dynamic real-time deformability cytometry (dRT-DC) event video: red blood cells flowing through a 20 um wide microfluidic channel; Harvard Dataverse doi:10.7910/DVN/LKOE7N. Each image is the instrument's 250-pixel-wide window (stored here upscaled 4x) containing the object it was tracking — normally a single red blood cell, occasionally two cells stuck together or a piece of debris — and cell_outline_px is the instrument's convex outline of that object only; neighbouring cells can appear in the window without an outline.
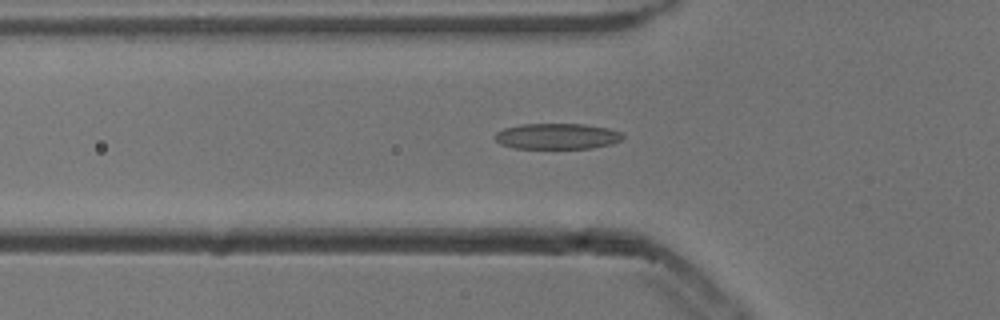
{"species": "common noctule bat (a hibernating species)", "species_latin": "Nyctalus noctula", "temperature_condition": "cold", "stored_images_in_passage": 50, "camera_frame_rate_fps": 3000, "um_per_image_px": 0.085, "animal": {"sex": "male", "body_mass_g": 13.3}, "frame": {"image": 1, "passage_image": 18, "time_ms": 5.667, "image_size_px": [1000, 320], "cell_outline_px": [[624, 136], [620, 140], [612, 144], [592, 148], [516, 148], [500, 144], [492, 136], [496, 132], [504, 128], [520, 124], [584, 124], [608, 128], [620, 132]], "centroid_in_image_um": [47.32, 11.58], "position_along_channel_um": 78.5, "area_um2": 19.25}}
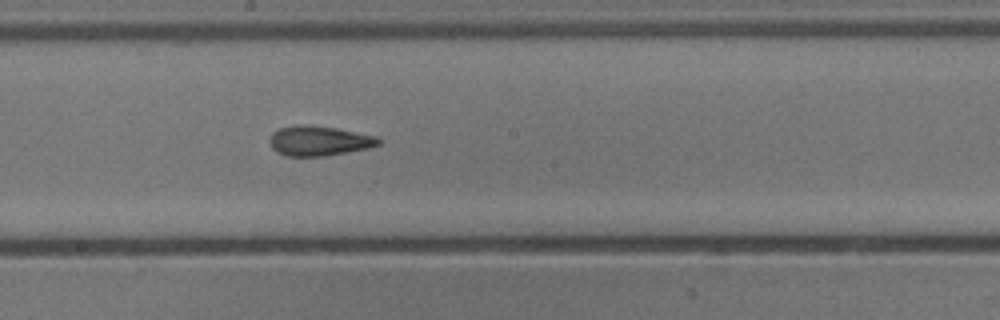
{"frame": {"image": 2, "passage_image": 29, "time_ms": 9.333, "image_size_px": [1000, 320], "cell_outline_px": [[380, 144], [368, 148], [348, 152], [324, 156], [288, 156], [276, 152], [272, 148], [268, 140], [272, 132], [280, 128], [296, 124], [300, 124], [336, 128], [376, 136], [380, 140]], "centroid_in_image_um": [27.08, 11.97], "position_along_channel_um": 221.1, "area_um2": 18.96}}
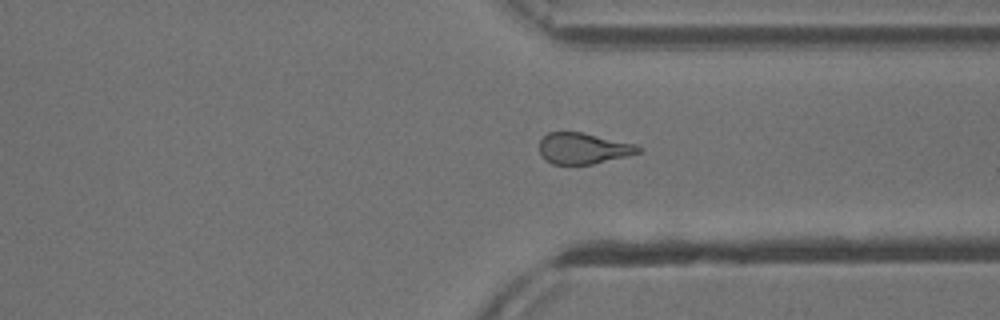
{"frame": {"image": 3, "passage_image": 40, "time_ms": 13.0, "image_size_px": [1000, 320], "cell_outline_px": [[640, 152], [628, 156], [592, 164], [552, 164], [544, 160], [540, 156], [540, 140], [548, 132], [584, 132], [636, 144], [640, 148]], "centroid_in_image_um": [49.56, 12.61], "position_along_channel_um": 361.8, "area_um2": 18.03}}